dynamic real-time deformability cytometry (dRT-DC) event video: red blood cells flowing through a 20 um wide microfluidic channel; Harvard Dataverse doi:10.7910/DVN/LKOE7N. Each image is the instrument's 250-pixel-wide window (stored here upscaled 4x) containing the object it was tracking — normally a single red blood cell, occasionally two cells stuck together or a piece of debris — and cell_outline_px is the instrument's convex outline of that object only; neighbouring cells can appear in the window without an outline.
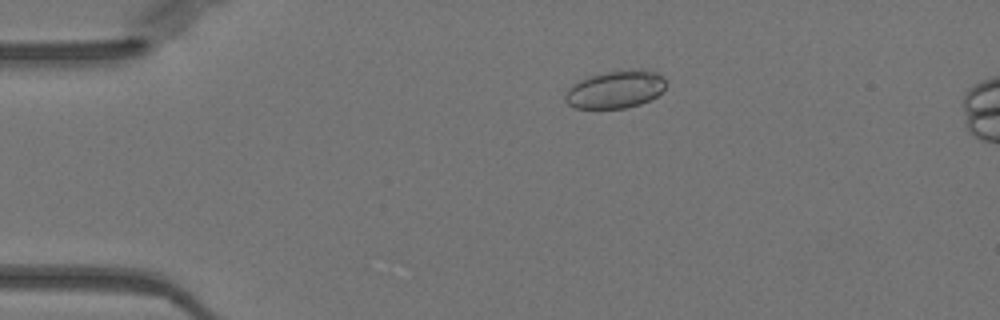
{"species": "Egyptian fruit bat (a non-hibernating species)", "species_latin": "Rousettus aegyptiacus", "temperature_condition": "warm", "stored_images_in_passage": 45, "camera_frame_rate_fps": 3000, "um_per_image_px": 0.085, "animal": {"sex": "female"}, "frame": {"image": 1, "passage_image": 5, "time_ms": 1.333, "image_size_px": [1000, 320], "cell_outline_px": [[664, 88], [656, 96], [640, 104], [624, 108], [576, 108], [568, 104], [564, 100], [564, 96], [568, 88], [572, 84], [588, 76], [604, 72], [640, 68], [656, 72], [664, 80]], "centroid_in_image_um": [52.27, 7.59], "position_along_channel_um": 32.7, "area_um2": 22.02}}
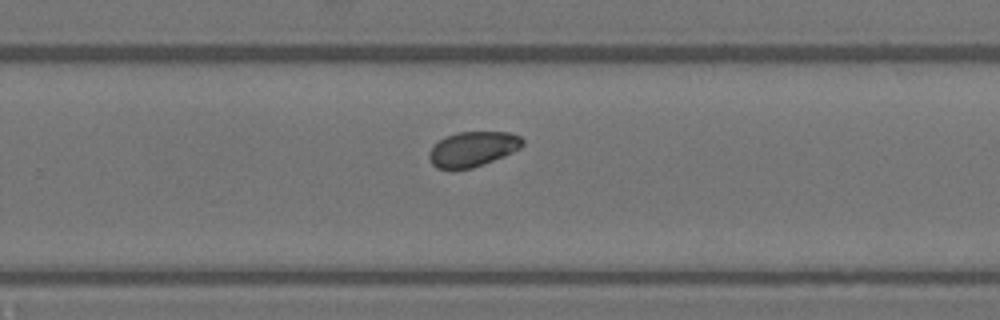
{"frame": {"image": 2, "passage_image": 28, "time_ms": 9.0, "image_size_px": [1000, 320], "cell_outline_px": [[524, 144], [520, 148], [504, 156], [472, 168], [452, 172], [436, 168], [432, 164], [428, 156], [428, 152], [444, 136], [460, 132], [508, 132], [520, 136], [524, 140]], "centroid_in_image_um": [40.15, 12.7], "position_along_channel_um": 289.6, "area_um2": 19.36}}
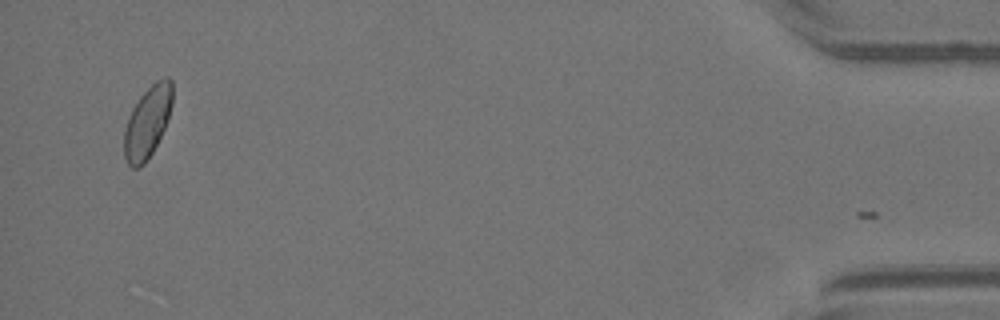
{"frame": {"image": 3, "passage_image": 44, "time_ms": 14.333, "image_size_px": [1000, 320], "cell_outline_px": [[172, 104], [164, 128], [152, 152], [144, 164], [140, 168], [132, 168], [128, 164], [124, 156], [124, 128], [128, 116], [132, 108], [140, 96], [156, 80], [164, 76], [168, 76], [172, 80]], "centroid_in_image_um": [12.52, 10.36], "position_along_channel_um": 422.7, "area_um2": 20.11}, "authors_computed_cell_mechanics": {"area_um2": 19.5364, "velocity_mm_per_s": 4.003, "shape_relaxation_time_tau1_ms": 1.3083, "shape_relaxation_time_tau2_ms": null, "deformation_change_tau1": 0.034, "deformation_change_tau2": null}}